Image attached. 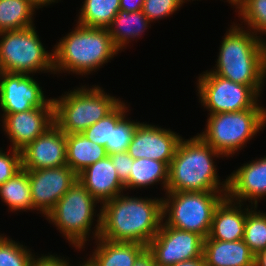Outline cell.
<instances>
[{
	"instance_id": "5b68a950",
	"label": "cell",
	"mask_w": 266,
	"mask_h": 266,
	"mask_svg": "<svg viewBox=\"0 0 266 266\" xmlns=\"http://www.w3.org/2000/svg\"><path fill=\"white\" fill-rule=\"evenodd\" d=\"M69 92L61 98H52L55 124L65 134L82 133L121 102L96 85L92 88L84 85Z\"/></svg>"
},
{
	"instance_id": "7402d4cb",
	"label": "cell",
	"mask_w": 266,
	"mask_h": 266,
	"mask_svg": "<svg viewBox=\"0 0 266 266\" xmlns=\"http://www.w3.org/2000/svg\"><path fill=\"white\" fill-rule=\"evenodd\" d=\"M106 156V148L90 141L83 133L66 134L67 165L77 175Z\"/></svg>"
},
{
	"instance_id": "f546056e",
	"label": "cell",
	"mask_w": 266,
	"mask_h": 266,
	"mask_svg": "<svg viewBox=\"0 0 266 266\" xmlns=\"http://www.w3.org/2000/svg\"><path fill=\"white\" fill-rule=\"evenodd\" d=\"M236 9L240 20H244L241 23H246L249 30L266 35V0H243Z\"/></svg>"
},
{
	"instance_id": "ffe728a7",
	"label": "cell",
	"mask_w": 266,
	"mask_h": 266,
	"mask_svg": "<svg viewBox=\"0 0 266 266\" xmlns=\"http://www.w3.org/2000/svg\"><path fill=\"white\" fill-rule=\"evenodd\" d=\"M203 255L207 266H254L255 254L244 240L204 239Z\"/></svg>"
},
{
	"instance_id": "b9f144b4",
	"label": "cell",
	"mask_w": 266,
	"mask_h": 266,
	"mask_svg": "<svg viewBox=\"0 0 266 266\" xmlns=\"http://www.w3.org/2000/svg\"><path fill=\"white\" fill-rule=\"evenodd\" d=\"M78 266H97L90 258H87L82 264H78Z\"/></svg>"
},
{
	"instance_id": "4dcf8cb0",
	"label": "cell",
	"mask_w": 266,
	"mask_h": 266,
	"mask_svg": "<svg viewBox=\"0 0 266 266\" xmlns=\"http://www.w3.org/2000/svg\"><path fill=\"white\" fill-rule=\"evenodd\" d=\"M33 256L25 245L0 235V266H30Z\"/></svg>"
},
{
	"instance_id": "83f0119b",
	"label": "cell",
	"mask_w": 266,
	"mask_h": 266,
	"mask_svg": "<svg viewBox=\"0 0 266 266\" xmlns=\"http://www.w3.org/2000/svg\"><path fill=\"white\" fill-rule=\"evenodd\" d=\"M127 112L128 107L121 101L109 114L82 133L90 141L106 148V144H111L112 129L126 116Z\"/></svg>"
},
{
	"instance_id": "52a82bcc",
	"label": "cell",
	"mask_w": 266,
	"mask_h": 266,
	"mask_svg": "<svg viewBox=\"0 0 266 266\" xmlns=\"http://www.w3.org/2000/svg\"><path fill=\"white\" fill-rule=\"evenodd\" d=\"M209 115L205 131L199 136L223 157L234 156L266 124V109Z\"/></svg>"
},
{
	"instance_id": "484cf974",
	"label": "cell",
	"mask_w": 266,
	"mask_h": 266,
	"mask_svg": "<svg viewBox=\"0 0 266 266\" xmlns=\"http://www.w3.org/2000/svg\"><path fill=\"white\" fill-rule=\"evenodd\" d=\"M35 8L30 0H0V33L33 27Z\"/></svg>"
},
{
	"instance_id": "f35d334b",
	"label": "cell",
	"mask_w": 266,
	"mask_h": 266,
	"mask_svg": "<svg viewBox=\"0 0 266 266\" xmlns=\"http://www.w3.org/2000/svg\"><path fill=\"white\" fill-rule=\"evenodd\" d=\"M172 266H207V265H206L204 255H202L201 257L194 258L191 260L177 262Z\"/></svg>"
},
{
	"instance_id": "277c9868",
	"label": "cell",
	"mask_w": 266,
	"mask_h": 266,
	"mask_svg": "<svg viewBox=\"0 0 266 266\" xmlns=\"http://www.w3.org/2000/svg\"><path fill=\"white\" fill-rule=\"evenodd\" d=\"M76 25L53 49L54 74L88 75L118 54L107 28Z\"/></svg>"
},
{
	"instance_id": "60d3db41",
	"label": "cell",
	"mask_w": 266,
	"mask_h": 266,
	"mask_svg": "<svg viewBox=\"0 0 266 266\" xmlns=\"http://www.w3.org/2000/svg\"><path fill=\"white\" fill-rule=\"evenodd\" d=\"M30 1L37 7V9H39L43 8V6H48L51 3H55L57 0H30Z\"/></svg>"
},
{
	"instance_id": "ac0fdd59",
	"label": "cell",
	"mask_w": 266,
	"mask_h": 266,
	"mask_svg": "<svg viewBox=\"0 0 266 266\" xmlns=\"http://www.w3.org/2000/svg\"><path fill=\"white\" fill-rule=\"evenodd\" d=\"M77 180L101 205L125 190L109 155L80 172Z\"/></svg>"
},
{
	"instance_id": "d6986e66",
	"label": "cell",
	"mask_w": 266,
	"mask_h": 266,
	"mask_svg": "<svg viewBox=\"0 0 266 266\" xmlns=\"http://www.w3.org/2000/svg\"><path fill=\"white\" fill-rule=\"evenodd\" d=\"M241 202L225 196L214 210L211 229L205 239L219 241L242 240L245 231L247 208Z\"/></svg>"
},
{
	"instance_id": "5bb4252c",
	"label": "cell",
	"mask_w": 266,
	"mask_h": 266,
	"mask_svg": "<svg viewBox=\"0 0 266 266\" xmlns=\"http://www.w3.org/2000/svg\"><path fill=\"white\" fill-rule=\"evenodd\" d=\"M2 123L3 131L12 143L11 148L21 151L55 124L53 99L44 107L6 114Z\"/></svg>"
},
{
	"instance_id": "44dd1931",
	"label": "cell",
	"mask_w": 266,
	"mask_h": 266,
	"mask_svg": "<svg viewBox=\"0 0 266 266\" xmlns=\"http://www.w3.org/2000/svg\"><path fill=\"white\" fill-rule=\"evenodd\" d=\"M95 241L97 247L89 258L97 266H133L147 249L146 245L135 242H115L100 237Z\"/></svg>"
},
{
	"instance_id": "8992f818",
	"label": "cell",
	"mask_w": 266,
	"mask_h": 266,
	"mask_svg": "<svg viewBox=\"0 0 266 266\" xmlns=\"http://www.w3.org/2000/svg\"><path fill=\"white\" fill-rule=\"evenodd\" d=\"M226 193L227 191L166 192V198H162L163 223L198 233L205 239L211 229L214 210Z\"/></svg>"
},
{
	"instance_id": "7a4b0ae2",
	"label": "cell",
	"mask_w": 266,
	"mask_h": 266,
	"mask_svg": "<svg viewBox=\"0 0 266 266\" xmlns=\"http://www.w3.org/2000/svg\"><path fill=\"white\" fill-rule=\"evenodd\" d=\"M243 29L238 24L231 25L222 38L216 68L210 72L251 86L260 95L266 80V41Z\"/></svg>"
},
{
	"instance_id": "d590c367",
	"label": "cell",
	"mask_w": 266,
	"mask_h": 266,
	"mask_svg": "<svg viewBox=\"0 0 266 266\" xmlns=\"http://www.w3.org/2000/svg\"><path fill=\"white\" fill-rule=\"evenodd\" d=\"M64 258L62 259L53 254L47 256L45 254L37 258L33 256L30 266H71V264L69 265V260H64Z\"/></svg>"
},
{
	"instance_id": "3957f363",
	"label": "cell",
	"mask_w": 266,
	"mask_h": 266,
	"mask_svg": "<svg viewBox=\"0 0 266 266\" xmlns=\"http://www.w3.org/2000/svg\"><path fill=\"white\" fill-rule=\"evenodd\" d=\"M219 156L223 157L199 135L182 138L169 164L166 192L227 191L228 178L220 182L213 161Z\"/></svg>"
},
{
	"instance_id": "cb8c5ba5",
	"label": "cell",
	"mask_w": 266,
	"mask_h": 266,
	"mask_svg": "<svg viewBox=\"0 0 266 266\" xmlns=\"http://www.w3.org/2000/svg\"><path fill=\"white\" fill-rule=\"evenodd\" d=\"M168 171L169 166L165 162L147 158L134 159L125 189H141L160 181L165 191L168 185Z\"/></svg>"
},
{
	"instance_id": "836d02e7",
	"label": "cell",
	"mask_w": 266,
	"mask_h": 266,
	"mask_svg": "<svg viewBox=\"0 0 266 266\" xmlns=\"http://www.w3.org/2000/svg\"><path fill=\"white\" fill-rule=\"evenodd\" d=\"M10 149L9 154L0 149V185L22 169L21 151Z\"/></svg>"
},
{
	"instance_id": "d6a6232c",
	"label": "cell",
	"mask_w": 266,
	"mask_h": 266,
	"mask_svg": "<svg viewBox=\"0 0 266 266\" xmlns=\"http://www.w3.org/2000/svg\"><path fill=\"white\" fill-rule=\"evenodd\" d=\"M185 1L190 0H144L142 12L153 22L154 20L169 17L179 10Z\"/></svg>"
},
{
	"instance_id": "f1b7e54d",
	"label": "cell",
	"mask_w": 266,
	"mask_h": 266,
	"mask_svg": "<svg viewBox=\"0 0 266 266\" xmlns=\"http://www.w3.org/2000/svg\"><path fill=\"white\" fill-rule=\"evenodd\" d=\"M256 209L257 206L249 209L247 205L243 237L244 242L255 255L266 249V213L257 212Z\"/></svg>"
},
{
	"instance_id": "9a60e30c",
	"label": "cell",
	"mask_w": 266,
	"mask_h": 266,
	"mask_svg": "<svg viewBox=\"0 0 266 266\" xmlns=\"http://www.w3.org/2000/svg\"><path fill=\"white\" fill-rule=\"evenodd\" d=\"M155 126L139 123L127 152L133 159H154L169 166L182 137L170 129Z\"/></svg>"
},
{
	"instance_id": "1f68e13d",
	"label": "cell",
	"mask_w": 266,
	"mask_h": 266,
	"mask_svg": "<svg viewBox=\"0 0 266 266\" xmlns=\"http://www.w3.org/2000/svg\"><path fill=\"white\" fill-rule=\"evenodd\" d=\"M126 117L127 116H125L116 127L112 129L111 144H106L108 155L115 152L127 151L128 149L136 126L140 122L131 121Z\"/></svg>"
},
{
	"instance_id": "30bf717a",
	"label": "cell",
	"mask_w": 266,
	"mask_h": 266,
	"mask_svg": "<svg viewBox=\"0 0 266 266\" xmlns=\"http://www.w3.org/2000/svg\"><path fill=\"white\" fill-rule=\"evenodd\" d=\"M200 75L197 80L199 100L210 114L265 109L258 103L260 95L251 86L235 83L208 70Z\"/></svg>"
},
{
	"instance_id": "2e32d148",
	"label": "cell",
	"mask_w": 266,
	"mask_h": 266,
	"mask_svg": "<svg viewBox=\"0 0 266 266\" xmlns=\"http://www.w3.org/2000/svg\"><path fill=\"white\" fill-rule=\"evenodd\" d=\"M21 161L25 170L66 166V134L52 125L21 150Z\"/></svg>"
},
{
	"instance_id": "74e56055",
	"label": "cell",
	"mask_w": 266,
	"mask_h": 266,
	"mask_svg": "<svg viewBox=\"0 0 266 266\" xmlns=\"http://www.w3.org/2000/svg\"><path fill=\"white\" fill-rule=\"evenodd\" d=\"M133 266H157L152 254L146 249L135 261Z\"/></svg>"
},
{
	"instance_id": "8d00e7d4",
	"label": "cell",
	"mask_w": 266,
	"mask_h": 266,
	"mask_svg": "<svg viewBox=\"0 0 266 266\" xmlns=\"http://www.w3.org/2000/svg\"><path fill=\"white\" fill-rule=\"evenodd\" d=\"M144 0H120V9L127 12L142 10Z\"/></svg>"
},
{
	"instance_id": "6da1fadb",
	"label": "cell",
	"mask_w": 266,
	"mask_h": 266,
	"mask_svg": "<svg viewBox=\"0 0 266 266\" xmlns=\"http://www.w3.org/2000/svg\"><path fill=\"white\" fill-rule=\"evenodd\" d=\"M97 214L95 232L98 237L115 242L148 245L163 221L162 198H138L123 193L106 201Z\"/></svg>"
},
{
	"instance_id": "8fae6325",
	"label": "cell",
	"mask_w": 266,
	"mask_h": 266,
	"mask_svg": "<svg viewBox=\"0 0 266 266\" xmlns=\"http://www.w3.org/2000/svg\"><path fill=\"white\" fill-rule=\"evenodd\" d=\"M204 238L198 233L184 231L161 223L158 233L147 245L157 266H172L203 255Z\"/></svg>"
},
{
	"instance_id": "4fadbf2b",
	"label": "cell",
	"mask_w": 266,
	"mask_h": 266,
	"mask_svg": "<svg viewBox=\"0 0 266 266\" xmlns=\"http://www.w3.org/2000/svg\"><path fill=\"white\" fill-rule=\"evenodd\" d=\"M31 75L0 72V109L13 114L44 107L46 99L42 87Z\"/></svg>"
},
{
	"instance_id": "e0dca14e",
	"label": "cell",
	"mask_w": 266,
	"mask_h": 266,
	"mask_svg": "<svg viewBox=\"0 0 266 266\" xmlns=\"http://www.w3.org/2000/svg\"><path fill=\"white\" fill-rule=\"evenodd\" d=\"M226 196L233 201L248 202L257 206L266 196V156L244 163L228 176ZM250 200V201H249Z\"/></svg>"
},
{
	"instance_id": "ab89813d",
	"label": "cell",
	"mask_w": 266,
	"mask_h": 266,
	"mask_svg": "<svg viewBox=\"0 0 266 266\" xmlns=\"http://www.w3.org/2000/svg\"><path fill=\"white\" fill-rule=\"evenodd\" d=\"M254 266H266V249L255 255Z\"/></svg>"
},
{
	"instance_id": "7bdbcfd3",
	"label": "cell",
	"mask_w": 266,
	"mask_h": 266,
	"mask_svg": "<svg viewBox=\"0 0 266 266\" xmlns=\"http://www.w3.org/2000/svg\"><path fill=\"white\" fill-rule=\"evenodd\" d=\"M243 0H227L226 2L231 3L235 8L242 2Z\"/></svg>"
},
{
	"instance_id": "e575fe53",
	"label": "cell",
	"mask_w": 266,
	"mask_h": 266,
	"mask_svg": "<svg viewBox=\"0 0 266 266\" xmlns=\"http://www.w3.org/2000/svg\"><path fill=\"white\" fill-rule=\"evenodd\" d=\"M119 179L125 184L130 176L134 159L127 151L115 152L109 155Z\"/></svg>"
},
{
	"instance_id": "d4e9b609",
	"label": "cell",
	"mask_w": 266,
	"mask_h": 266,
	"mask_svg": "<svg viewBox=\"0 0 266 266\" xmlns=\"http://www.w3.org/2000/svg\"><path fill=\"white\" fill-rule=\"evenodd\" d=\"M0 197L12 212L35 210L32 206L28 171L22 168L12 178L0 185Z\"/></svg>"
},
{
	"instance_id": "7c38bea8",
	"label": "cell",
	"mask_w": 266,
	"mask_h": 266,
	"mask_svg": "<svg viewBox=\"0 0 266 266\" xmlns=\"http://www.w3.org/2000/svg\"><path fill=\"white\" fill-rule=\"evenodd\" d=\"M32 206L46 216L76 182L77 174L68 166L27 170Z\"/></svg>"
},
{
	"instance_id": "ba28073f",
	"label": "cell",
	"mask_w": 266,
	"mask_h": 266,
	"mask_svg": "<svg viewBox=\"0 0 266 266\" xmlns=\"http://www.w3.org/2000/svg\"><path fill=\"white\" fill-rule=\"evenodd\" d=\"M0 72L30 75L54 71V53H48L35 27L0 33Z\"/></svg>"
},
{
	"instance_id": "9c48e42d",
	"label": "cell",
	"mask_w": 266,
	"mask_h": 266,
	"mask_svg": "<svg viewBox=\"0 0 266 266\" xmlns=\"http://www.w3.org/2000/svg\"><path fill=\"white\" fill-rule=\"evenodd\" d=\"M97 203L99 202L76 180L45 217L60 229L72 246L80 250L89 241Z\"/></svg>"
},
{
	"instance_id": "4316f807",
	"label": "cell",
	"mask_w": 266,
	"mask_h": 266,
	"mask_svg": "<svg viewBox=\"0 0 266 266\" xmlns=\"http://www.w3.org/2000/svg\"><path fill=\"white\" fill-rule=\"evenodd\" d=\"M78 24L86 27L108 28L120 9V0H85L82 2Z\"/></svg>"
},
{
	"instance_id": "603a6c76",
	"label": "cell",
	"mask_w": 266,
	"mask_h": 266,
	"mask_svg": "<svg viewBox=\"0 0 266 266\" xmlns=\"http://www.w3.org/2000/svg\"><path fill=\"white\" fill-rule=\"evenodd\" d=\"M150 23L142 10L136 12L120 10L107 29L115 48L122 51L132 39L141 37Z\"/></svg>"
}]
</instances>
